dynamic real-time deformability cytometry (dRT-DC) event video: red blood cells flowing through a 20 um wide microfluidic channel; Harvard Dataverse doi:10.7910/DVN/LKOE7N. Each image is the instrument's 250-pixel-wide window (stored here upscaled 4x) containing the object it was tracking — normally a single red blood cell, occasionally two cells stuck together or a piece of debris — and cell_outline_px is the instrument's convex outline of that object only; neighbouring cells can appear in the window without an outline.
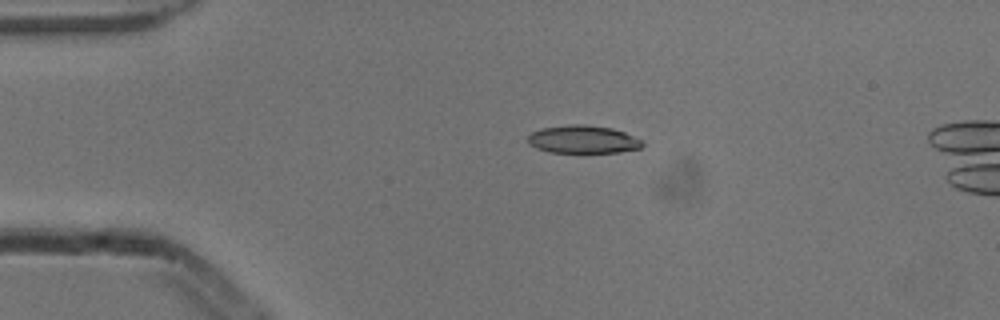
{"species": "common noctule bat (a hibernating species)", "species_latin": "Nyctalus noctula", "temperature_condition": "cold", "stored_images_in_passage": 5, "camera_frame_rate_fps": 3000, "um_per_image_px": 0.085, "animal": {"sex": "male", "body_mass_g": 13.3}, "frame": {"image": 1, "passage_image": 3, "time_ms": 0.667, "image_size_px": [1000, 320], "cell_outline_px": [[644, 144], [640, 148], [620, 152], [548, 152], [536, 148], [528, 144], [528, 136], [532, 132], [540, 128], [568, 124], [584, 124], [612, 128], [624, 132], [640, 140]], "centroid_in_image_um": [49.51, 11.84], "position_along_channel_um": 35.5, "area_um2": 18.61}}